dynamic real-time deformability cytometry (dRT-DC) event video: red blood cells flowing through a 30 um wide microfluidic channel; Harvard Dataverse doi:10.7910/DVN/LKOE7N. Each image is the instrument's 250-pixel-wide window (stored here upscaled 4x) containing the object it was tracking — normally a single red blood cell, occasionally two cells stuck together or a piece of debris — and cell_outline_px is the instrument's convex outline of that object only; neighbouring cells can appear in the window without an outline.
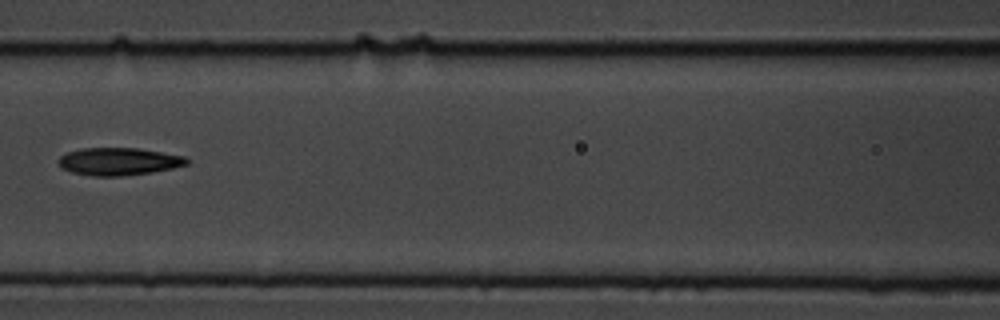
{"species": "common noctule bat (a hibernating species)", "species_latin": "Nyctalus noctula", "temperature_condition": "cold", "stored_images_in_passage": 14, "camera_frame_rate_fps": 3000, "um_per_image_px": 0.085, "animal": {"sex": "male", "body_mass_g": 19.5, "forearm_length_mm": 54.6}, "frame": {"image": 1, "passage_image": 7, "time_ms": 2.0, "image_size_px": [1000, 320], "cell_outline_px": [[188, 164], [172, 168], [152, 172], [120, 176], [92, 176], [72, 172], [60, 168], [56, 164], [56, 160], [60, 156], [68, 152], [80, 148], [136, 148], [184, 156], [188, 160]], "centroid_in_image_um": [10.01, 13.73], "position_along_channel_um": 156.6, "area_um2": 20.63}}
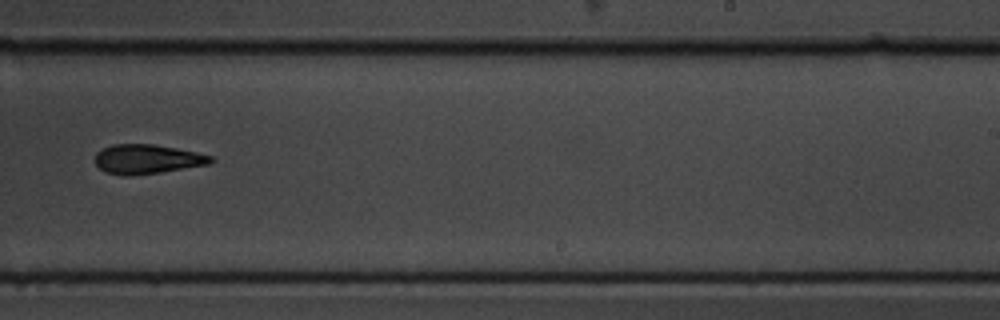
{"frame": {"image": 2, "passage_image": 10, "time_ms": 3.0, "image_size_px": [1000, 320], "cell_outline_px": [[216, 160], [208, 164], [160, 172], [128, 176], [120, 176], [104, 172], [96, 164], [96, 152], [112, 144], [156, 144], [196, 152], [212, 156]], "centroid_in_image_um": [12.49, 13.53], "position_along_channel_um": 276.5, "area_um2": 19.83}}
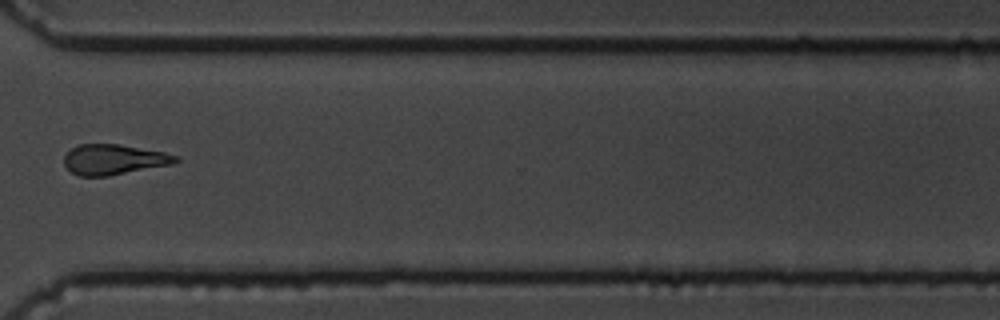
{"frame": {"image": 3, "passage_image": 12, "time_ms": 3.667, "image_size_px": [1000, 320], "cell_outline_px": [[180, 160], [176, 164], [108, 176], [80, 176], [72, 172], [64, 164], [64, 156], [72, 148], [80, 144], [120, 144], [164, 152], [176, 156]], "centroid_in_image_um": [9.71, 13.56], "position_along_channel_um": 360.9, "area_um2": 19.77}}